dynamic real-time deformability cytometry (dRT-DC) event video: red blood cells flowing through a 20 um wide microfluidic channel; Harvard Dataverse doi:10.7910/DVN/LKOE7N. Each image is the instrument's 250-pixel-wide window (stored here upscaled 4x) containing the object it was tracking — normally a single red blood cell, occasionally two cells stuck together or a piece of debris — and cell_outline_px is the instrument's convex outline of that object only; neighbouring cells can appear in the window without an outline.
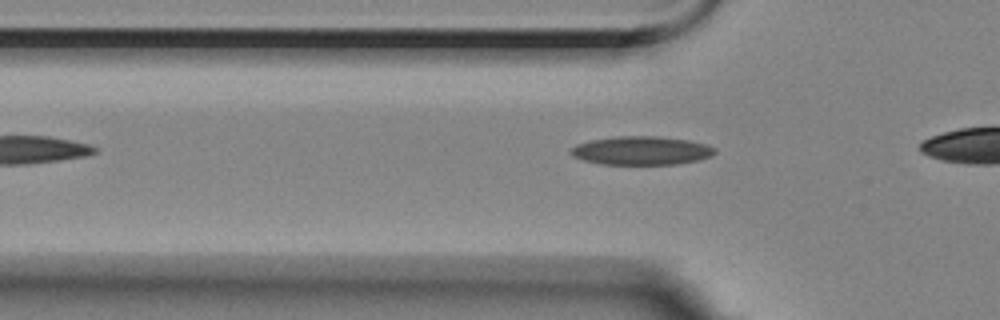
{"species": "Egyptian fruit bat (a non-hibernating species)", "species_latin": "Rousettus aegyptiacus", "temperature_condition": "room temperature", "stored_images_in_passage": 29, "camera_frame_rate_fps": 3000, "um_per_image_px": 0.085, "animal": {"sex": "female"}, "frame": {"image": 1, "passage_image": 2, "time_ms": 0.333, "image_size_px": [1000, 320], "cell_outline_px": [[716, 152], [712, 156], [700, 160], [676, 164], [600, 164], [584, 160], [572, 156], [568, 152], [576, 144], [592, 140], [616, 136], [656, 136], [688, 140], [704, 144], [716, 148]], "centroid_in_image_um": [54.52, 12.8], "position_along_channel_um": 71.3, "area_um2": 23.99}}
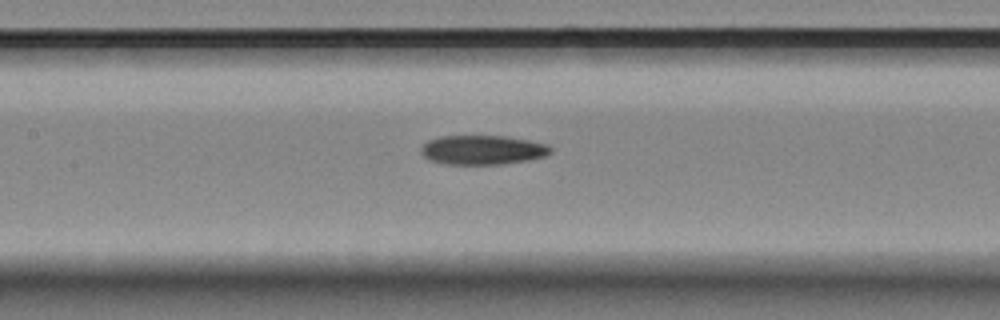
{"frame": {"image": 2, "passage_image": 10, "time_ms": 3.0, "image_size_px": [1000, 320], "cell_outline_px": [[552, 152], [544, 156], [528, 160], [500, 164], [448, 164], [428, 160], [420, 152], [424, 144], [428, 140], [440, 136], [504, 136], [528, 140], [548, 144], [552, 148]], "centroid_in_image_um": [41.02, 12.74], "position_along_channel_um": 166.4, "area_um2": 22.08}}
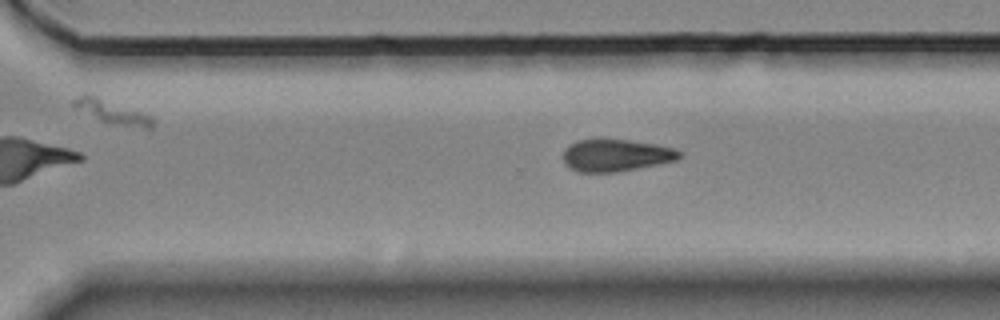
{"frame": {"image": 3, "passage_image": 23, "time_ms": 7.333, "image_size_px": [1000, 320], "cell_outline_px": [[680, 156], [676, 160], [616, 172], [580, 172], [568, 168], [564, 160], [564, 148], [568, 144], [576, 140], [628, 140], [656, 144], [676, 148], [680, 152]], "centroid_in_image_um": [52.32, 13.2], "position_along_channel_um": 318.3, "area_um2": 21.56}}